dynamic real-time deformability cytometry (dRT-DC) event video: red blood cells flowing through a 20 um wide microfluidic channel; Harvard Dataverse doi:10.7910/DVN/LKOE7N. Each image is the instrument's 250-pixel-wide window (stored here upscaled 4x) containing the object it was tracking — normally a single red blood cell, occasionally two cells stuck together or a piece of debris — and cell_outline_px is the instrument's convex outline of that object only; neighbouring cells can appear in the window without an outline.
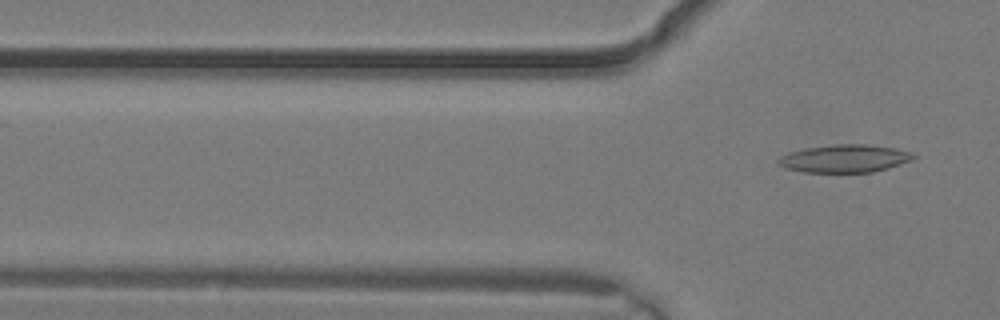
{"species": "common noctule bat (a hibernating species)", "species_latin": "Nyctalus noctula", "temperature_condition": "warm", "stored_images_in_passage": 3, "camera_frame_rate_fps": 3000, "um_per_image_px": 0.085, "animal": {"sex": "male", "body_mass_g": 19.2, "forearm_length_mm": 51.8}, "frame": {"image": 1, "passage_image": 3, "time_ms": 0.667, "image_size_px": [1000, 320], "cell_outline_px": [[916, 156], [912, 160], [888, 168], [872, 172], [804, 172], [788, 168], [780, 164], [776, 160], [780, 156], [788, 152], [804, 148], [836, 144], [868, 144], [896, 148], [912, 152]], "centroid_in_image_um": [71.82, 13.46], "position_along_channel_um": 54.0, "area_um2": 21.91}}